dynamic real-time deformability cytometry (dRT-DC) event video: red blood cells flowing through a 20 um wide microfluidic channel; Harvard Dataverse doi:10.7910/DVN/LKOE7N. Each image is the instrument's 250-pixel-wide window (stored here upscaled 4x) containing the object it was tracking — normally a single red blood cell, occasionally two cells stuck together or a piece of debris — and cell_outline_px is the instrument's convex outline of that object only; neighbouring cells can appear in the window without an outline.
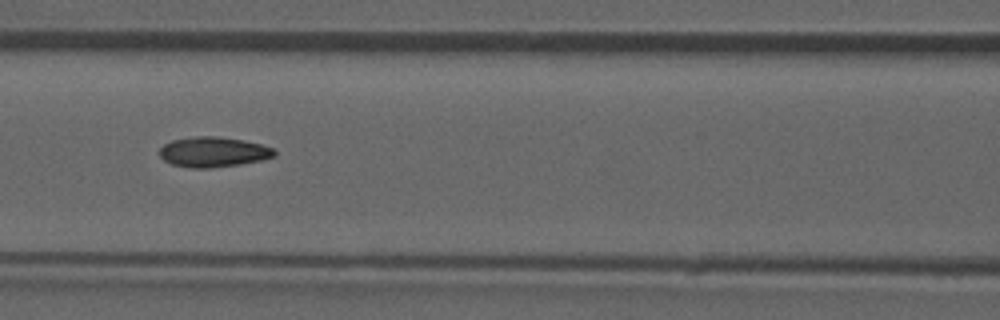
{"species": "common noctule bat (a hibernating species)", "species_latin": "Nyctalus noctula", "temperature_condition": "room temperature", "stored_images_in_passage": 52, "camera_frame_rate_fps": 3000, "um_per_image_px": 0.085, "animal": {"sex": "male", "forearm_length_mm": 52.5}, "frame": {"image": 1, "passage_image": 23, "time_ms": 7.333, "image_size_px": [1000, 320], "cell_outline_px": [[276, 156], [260, 160], [240, 164], [208, 168], [192, 168], [172, 164], [164, 160], [160, 156], [160, 148], [164, 144], [172, 140], [196, 136], [216, 136], [244, 140], [260, 144], [272, 148], [276, 152]], "centroid_in_image_um": [18.12, 12.91], "position_along_channel_um": 148.5, "area_um2": 20.06}, "authors_computed_cell_mechanics": {"area_um2": 19.8543, "velocity_mm_per_s": 3.949, "shape_relaxation_time_tau1_ms": null, "shape_relaxation_time_tau2_ms": 1.8644, "deformation_change_tau1": null, "deformation_change_tau2": 0.0753}}